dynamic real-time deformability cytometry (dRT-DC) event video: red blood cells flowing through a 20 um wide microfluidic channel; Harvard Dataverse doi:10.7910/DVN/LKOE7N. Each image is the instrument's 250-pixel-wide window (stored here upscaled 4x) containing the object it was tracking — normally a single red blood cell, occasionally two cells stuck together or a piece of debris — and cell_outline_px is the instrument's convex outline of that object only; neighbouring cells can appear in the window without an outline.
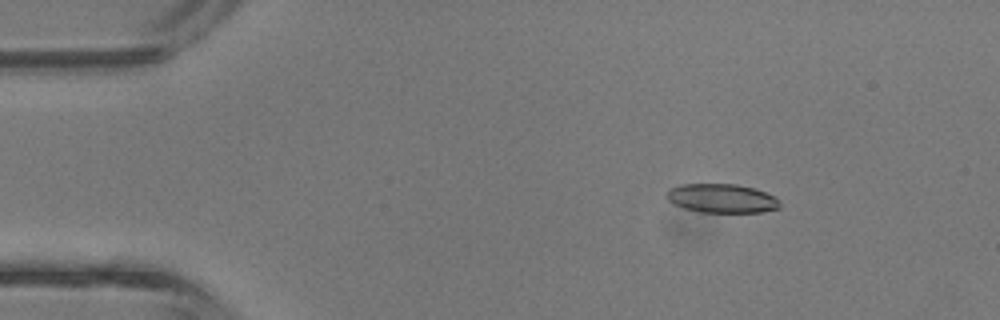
{"species": "common noctule bat (a hibernating species)", "species_latin": "Nyctalus noctula", "temperature_condition": "room temperature", "stored_images_in_passage": 4, "camera_frame_rate_fps": 3000, "um_per_image_px": 0.085, "animal": {"sex": "male", "body_mass_g": 13.3}, "frame": {"image": 1, "passage_image": 2, "time_ms": 0.333, "image_size_px": [1000, 320], "cell_outline_px": [[780, 208], [760, 212], [700, 212], [684, 208], [672, 204], [664, 196], [668, 188], [680, 184], [736, 184], [752, 188], [776, 196], [780, 200]], "centroid_in_image_um": [61.31, 16.86], "position_along_channel_um": 23.7, "area_um2": 19.31}}